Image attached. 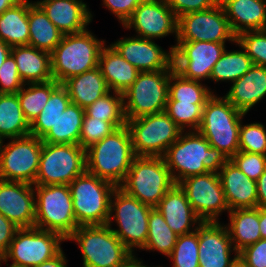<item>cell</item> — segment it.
I'll use <instances>...</instances> for the list:
<instances>
[{
    "label": "cell",
    "instance_id": "obj_1",
    "mask_svg": "<svg viewBox=\"0 0 266 267\" xmlns=\"http://www.w3.org/2000/svg\"><path fill=\"white\" fill-rule=\"evenodd\" d=\"M191 131L184 135L182 132L163 156L176 184L190 176L208 172L219 173L229 160L221 150L211 147L200 132Z\"/></svg>",
    "mask_w": 266,
    "mask_h": 267
},
{
    "label": "cell",
    "instance_id": "obj_2",
    "mask_svg": "<svg viewBox=\"0 0 266 267\" xmlns=\"http://www.w3.org/2000/svg\"><path fill=\"white\" fill-rule=\"evenodd\" d=\"M127 125L86 149V171L119 187L135 158Z\"/></svg>",
    "mask_w": 266,
    "mask_h": 267
},
{
    "label": "cell",
    "instance_id": "obj_3",
    "mask_svg": "<svg viewBox=\"0 0 266 267\" xmlns=\"http://www.w3.org/2000/svg\"><path fill=\"white\" fill-rule=\"evenodd\" d=\"M100 41L87 29L63 35L59 45L51 52L53 79L63 84L67 79L98 67L101 49Z\"/></svg>",
    "mask_w": 266,
    "mask_h": 267
},
{
    "label": "cell",
    "instance_id": "obj_4",
    "mask_svg": "<svg viewBox=\"0 0 266 267\" xmlns=\"http://www.w3.org/2000/svg\"><path fill=\"white\" fill-rule=\"evenodd\" d=\"M78 226L106 225L110 202L117 186L85 171L69 185Z\"/></svg>",
    "mask_w": 266,
    "mask_h": 267
},
{
    "label": "cell",
    "instance_id": "obj_5",
    "mask_svg": "<svg viewBox=\"0 0 266 267\" xmlns=\"http://www.w3.org/2000/svg\"><path fill=\"white\" fill-rule=\"evenodd\" d=\"M244 115L225 97L219 98L213 94L203 107L197 131L211 147L221 150L230 159L239 151V128Z\"/></svg>",
    "mask_w": 266,
    "mask_h": 267
},
{
    "label": "cell",
    "instance_id": "obj_6",
    "mask_svg": "<svg viewBox=\"0 0 266 267\" xmlns=\"http://www.w3.org/2000/svg\"><path fill=\"white\" fill-rule=\"evenodd\" d=\"M175 184L164 157L136 156L119 187L140 202L155 208Z\"/></svg>",
    "mask_w": 266,
    "mask_h": 267
},
{
    "label": "cell",
    "instance_id": "obj_7",
    "mask_svg": "<svg viewBox=\"0 0 266 267\" xmlns=\"http://www.w3.org/2000/svg\"><path fill=\"white\" fill-rule=\"evenodd\" d=\"M34 227L60 234L65 240L77 225L68 185H35Z\"/></svg>",
    "mask_w": 266,
    "mask_h": 267
},
{
    "label": "cell",
    "instance_id": "obj_8",
    "mask_svg": "<svg viewBox=\"0 0 266 267\" xmlns=\"http://www.w3.org/2000/svg\"><path fill=\"white\" fill-rule=\"evenodd\" d=\"M66 240L78 242L83 267H116L133 255L107 224L79 226Z\"/></svg>",
    "mask_w": 266,
    "mask_h": 267
},
{
    "label": "cell",
    "instance_id": "obj_9",
    "mask_svg": "<svg viewBox=\"0 0 266 267\" xmlns=\"http://www.w3.org/2000/svg\"><path fill=\"white\" fill-rule=\"evenodd\" d=\"M171 71L139 72L134 83L122 93L126 120L165 111Z\"/></svg>",
    "mask_w": 266,
    "mask_h": 267
},
{
    "label": "cell",
    "instance_id": "obj_10",
    "mask_svg": "<svg viewBox=\"0 0 266 267\" xmlns=\"http://www.w3.org/2000/svg\"><path fill=\"white\" fill-rule=\"evenodd\" d=\"M135 156L163 157L181 130L165 111L126 120Z\"/></svg>",
    "mask_w": 266,
    "mask_h": 267
},
{
    "label": "cell",
    "instance_id": "obj_11",
    "mask_svg": "<svg viewBox=\"0 0 266 267\" xmlns=\"http://www.w3.org/2000/svg\"><path fill=\"white\" fill-rule=\"evenodd\" d=\"M86 171V150L79 144L44 143L34 185H69Z\"/></svg>",
    "mask_w": 266,
    "mask_h": 267
},
{
    "label": "cell",
    "instance_id": "obj_12",
    "mask_svg": "<svg viewBox=\"0 0 266 267\" xmlns=\"http://www.w3.org/2000/svg\"><path fill=\"white\" fill-rule=\"evenodd\" d=\"M114 196V197H113ZM114 198V200H112ZM153 208L116 187L110 202V217L107 225L111 227L113 210L119 229H112L121 242L133 253L135 247L145 246L148 236V216Z\"/></svg>",
    "mask_w": 266,
    "mask_h": 267
},
{
    "label": "cell",
    "instance_id": "obj_13",
    "mask_svg": "<svg viewBox=\"0 0 266 267\" xmlns=\"http://www.w3.org/2000/svg\"><path fill=\"white\" fill-rule=\"evenodd\" d=\"M42 139L33 135L0 141V179L35 184L42 152Z\"/></svg>",
    "mask_w": 266,
    "mask_h": 267
},
{
    "label": "cell",
    "instance_id": "obj_14",
    "mask_svg": "<svg viewBox=\"0 0 266 267\" xmlns=\"http://www.w3.org/2000/svg\"><path fill=\"white\" fill-rule=\"evenodd\" d=\"M65 239L58 233L32 228H19L11 241L8 251L0 256L1 262L12 259L13 263L34 267L55 257L62 249Z\"/></svg>",
    "mask_w": 266,
    "mask_h": 267
},
{
    "label": "cell",
    "instance_id": "obj_15",
    "mask_svg": "<svg viewBox=\"0 0 266 267\" xmlns=\"http://www.w3.org/2000/svg\"><path fill=\"white\" fill-rule=\"evenodd\" d=\"M177 42H236L224 9L219 3L215 7L190 12L178 17Z\"/></svg>",
    "mask_w": 266,
    "mask_h": 267
},
{
    "label": "cell",
    "instance_id": "obj_16",
    "mask_svg": "<svg viewBox=\"0 0 266 267\" xmlns=\"http://www.w3.org/2000/svg\"><path fill=\"white\" fill-rule=\"evenodd\" d=\"M178 185L202 222H218L217 217L221 212L230 211L218 173L190 176Z\"/></svg>",
    "mask_w": 266,
    "mask_h": 267
},
{
    "label": "cell",
    "instance_id": "obj_17",
    "mask_svg": "<svg viewBox=\"0 0 266 267\" xmlns=\"http://www.w3.org/2000/svg\"><path fill=\"white\" fill-rule=\"evenodd\" d=\"M171 49L174 70L184 78L202 81L210 79L214 64L225 51V43L177 42Z\"/></svg>",
    "mask_w": 266,
    "mask_h": 267
},
{
    "label": "cell",
    "instance_id": "obj_18",
    "mask_svg": "<svg viewBox=\"0 0 266 267\" xmlns=\"http://www.w3.org/2000/svg\"><path fill=\"white\" fill-rule=\"evenodd\" d=\"M178 18L165 0H147L141 3L123 24L134 27L138 36L153 40L175 33L177 38Z\"/></svg>",
    "mask_w": 266,
    "mask_h": 267
},
{
    "label": "cell",
    "instance_id": "obj_19",
    "mask_svg": "<svg viewBox=\"0 0 266 267\" xmlns=\"http://www.w3.org/2000/svg\"><path fill=\"white\" fill-rule=\"evenodd\" d=\"M139 72L173 69V50H162L153 40L141 37L122 38L111 45Z\"/></svg>",
    "mask_w": 266,
    "mask_h": 267
},
{
    "label": "cell",
    "instance_id": "obj_20",
    "mask_svg": "<svg viewBox=\"0 0 266 267\" xmlns=\"http://www.w3.org/2000/svg\"><path fill=\"white\" fill-rule=\"evenodd\" d=\"M33 184L0 179V213L19 228L35 224V191Z\"/></svg>",
    "mask_w": 266,
    "mask_h": 267
},
{
    "label": "cell",
    "instance_id": "obj_21",
    "mask_svg": "<svg viewBox=\"0 0 266 267\" xmlns=\"http://www.w3.org/2000/svg\"><path fill=\"white\" fill-rule=\"evenodd\" d=\"M232 242L227 227L219 222L198 224L199 267H229Z\"/></svg>",
    "mask_w": 266,
    "mask_h": 267
},
{
    "label": "cell",
    "instance_id": "obj_22",
    "mask_svg": "<svg viewBox=\"0 0 266 267\" xmlns=\"http://www.w3.org/2000/svg\"><path fill=\"white\" fill-rule=\"evenodd\" d=\"M36 3L63 35L82 32L91 22L92 14L82 0H41Z\"/></svg>",
    "mask_w": 266,
    "mask_h": 267
},
{
    "label": "cell",
    "instance_id": "obj_23",
    "mask_svg": "<svg viewBox=\"0 0 266 267\" xmlns=\"http://www.w3.org/2000/svg\"><path fill=\"white\" fill-rule=\"evenodd\" d=\"M229 210L256 208V181L246 176L230 159L219 171Z\"/></svg>",
    "mask_w": 266,
    "mask_h": 267
},
{
    "label": "cell",
    "instance_id": "obj_24",
    "mask_svg": "<svg viewBox=\"0 0 266 267\" xmlns=\"http://www.w3.org/2000/svg\"><path fill=\"white\" fill-rule=\"evenodd\" d=\"M235 36L246 31L266 30L265 0H220Z\"/></svg>",
    "mask_w": 266,
    "mask_h": 267
},
{
    "label": "cell",
    "instance_id": "obj_25",
    "mask_svg": "<svg viewBox=\"0 0 266 267\" xmlns=\"http://www.w3.org/2000/svg\"><path fill=\"white\" fill-rule=\"evenodd\" d=\"M165 219L168 226L178 236L193 232L191 230L195 223L202 221L197 217L190 205L185 192L178 184H175L159 201L155 207ZM193 222V223H192Z\"/></svg>",
    "mask_w": 266,
    "mask_h": 267
},
{
    "label": "cell",
    "instance_id": "obj_26",
    "mask_svg": "<svg viewBox=\"0 0 266 267\" xmlns=\"http://www.w3.org/2000/svg\"><path fill=\"white\" fill-rule=\"evenodd\" d=\"M266 96V67L253 65L235 80L224 97L240 112H247Z\"/></svg>",
    "mask_w": 266,
    "mask_h": 267
},
{
    "label": "cell",
    "instance_id": "obj_27",
    "mask_svg": "<svg viewBox=\"0 0 266 267\" xmlns=\"http://www.w3.org/2000/svg\"><path fill=\"white\" fill-rule=\"evenodd\" d=\"M11 54L16 61L19 76L24 84L53 80L51 53L24 45L12 47Z\"/></svg>",
    "mask_w": 266,
    "mask_h": 267
},
{
    "label": "cell",
    "instance_id": "obj_28",
    "mask_svg": "<svg viewBox=\"0 0 266 267\" xmlns=\"http://www.w3.org/2000/svg\"><path fill=\"white\" fill-rule=\"evenodd\" d=\"M98 67L111 91L124 93L136 80L139 71L111 45L101 49Z\"/></svg>",
    "mask_w": 266,
    "mask_h": 267
},
{
    "label": "cell",
    "instance_id": "obj_29",
    "mask_svg": "<svg viewBox=\"0 0 266 267\" xmlns=\"http://www.w3.org/2000/svg\"><path fill=\"white\" fill-rule=\"evenodd\" d=\"M68 91L71 103L85 109L110 91L99 67L73 76L62 84Z\"/></svg>",
    "mask_w": 266,
    "mask_h": 267
},
{
    "label": "cell",
    "instance_id": "obj_30",
    "mask_svg": "<svg viewBox=\"0 0 266 267\" xmlns=\"http://www.w3.org/2000/svg\"><path fill=\"white\" fill-rule=\"evenodd\" d=\"M229 216L230 223L226 227L233 245L232 250L236 254L262 239L259 230L258 207L230 210Z\"/></svg>",
    "mask_w": 266,
    "mask_h": 267
},
{
    "label": "cell",
    "instance_id": "obj_31",
    "mask_svg": "<svg viewBox=\"0 0 266 267\" xmlns=\"http://www.w3.org/2000/svg\"><path fill=\"white\" fill-rule=\"evenodd\" d=\"M31 4L32 2L23 0L0 14V40L11 48L29 45L28 13Z\"/></svg>",
    "mask_w": 266,
    "mask_h": 267
},
{
    "label": "cell",
    "instance_id": "obj_32",
    "mask_svg": "<svg viewBox=\"0 0 266 267\" xmlns=\"http://www.w3.org/2000/svg\"><path fill=\"white\" fill-rule=\"evenodd\" d=\"M28 23L30 28L29 46L51 53L61 42L63 34L36 2L29 7Z\"/></svg>",
    "mask_w": 266,
    "mask_h": 267
},
{
    "label": "cell",
    "instance_id": "obj_33",
    "mask_svg": "<svg viewBox=\"0 0 266 267\" xmlns=\"http://www.w3.org/2000/svg\"><path fill=\"white\" fill-rule=\"evenodd\" d=\"M30 135L17 93H0V141Z\"/></svg>",
    "mask_w": 266,
    "mask_h": 267
},
{
    "label": "cell",
    "instance_id": "obj_34",
    "mask_svg": "<svg viewBox=\"0 0 266 267\" xmlns=\"http://www.w3.org/2000/svg\"><path fill=\"white\" fill-rule=\"evenodd\" d=\"M85 109L70 103L58 117L54 126L42 138V142L51 144H79Z\"/></svg>",
    "mask_w": 266,
    "mask_h": 267
},
{
    "label": "cell",
    "instance_id": "obj_35",
    "mask_svg": "<svg viewBox=\"0 0 266 267\" xmlns=\"http://www.w3.org/2000/svg\"><path fill=\"white\" fill-rule=\"evenodd\" d=\"M71 103L67 89L60 84L50 95L40 114L30 124V135L43 138Z\"/></svg>",
    "mask_w": 266,
    "mask_h": 267
},
{
    "label": "cell",
    "instance_id": "obj_36",
    "mask_svg": "<svg viewBox=\"0 0 266 267\" xmlns=\"http://www.w3.org/2000/svg\"><path fill=\"white\" fill-rule=\"evenodd\" d=\"M25 85L29 88L25 89ZM18 92L21 109L25 119L31 124L48 102L51 93L60 85L54 79L43 83L25 84Z\"/></svg>",
    "mask_w": 266,
    "mask_h": 267
},
{
    "label": "cell",
    "instance_id": "obj_37",
    "mask_svg": "<svg viewBox=\"0 0 266 267\" xmlns=\"http://www.w3.org/2000/svg\"><path fill=\"white\" fill-rule=\"evenodd\" d=\"M178 235L168 226L163 215L153 208L148 216V236L142 250H158L169 256L174 249Z\"/></svg>",
    "mask_w": 266,
    "mask_h": 267
},
{
    "label": "cell",
    "instance_id": "obj_38",
    "mask_svg": "<svg viewBox=\"0 0 266 267\" xmlns=\"http://www.w3.org/2000/svg\"><path fill=\"white\" fill-rule=\"evenodd\" d=\"M200 82L201 81L184 78L173 68L169 79L167 101L205 104L213 95V92L208 90V88L203 86Z\"/></svg>",
    "mask_w": 266,
    "mask_h": 267
},
{
    "label": "cell",
    "instance_id": "obj_39",
    "mask_svg": "<svg viewBox=\"0 0 266 267\" xmlns=\"http://www.w3.org/2000/svg\"><path fill=\"white\" fill-rule=\"evenodd\" d=\"M253 62L243 49L228 52L226 49L220 59L214 64L210 79L215 82L238 80L253 66Z\"/></svg>",
    "mask_w": 266,
    "mask_h": 267
},
{
    "label": "cell",
    "instance_id": "obj_40",
    "mask_svg": "<svg viewBox=\"0 0 266 267\" xmlns=\"http://www.w3.org/2000/svg\"><path fill=\"white\" fill-rule=\"evenodd\" d=\"M110 92L97 99L85 108V113L92 118L111 122L116 128L126 125L123 108V95L119 92Z\"/></svg>",
    "mask_w": 266,
    "mask_h": 267
},
{
    "label": "cell",
    "instance_id": "obj_41",
    "mask_svg": "<svg viewBox=\"0 0 266 267\" xmlns=\"http://www.w3.org/2000/svg\"><path fill=\"white\" fill-rule=\"evenodd\" d=\"M198 226L188 234L178 236L173 251L168 256L173 267H199Z\"/></svg>",
    "mask_w": 266,
    "mask_h": 267
},
{
    "label": "cell",
    "instance_id": "obj_42",
    "mask_svg": "<svg viewBox=\"0 0 266 267\" xmlns=\"http://www.w3.org/2000/svg\"><path fill=\"white\" fill-rule=\"evenodd\" d=\"M204 106L205 104L167 101L165 112L181 130L184 131L187 126L197 131L202 120Z\"/></svg>",
    "mask_w": 266,
    "mask_h": 267
},
{
    "label": "cell",
    "instance_id": "obj_43",
    "mask_svg": "<svg viewBox=\"0 0 266 267\" xmlns=\"http://www.w3.org/2000/svg\"><path fill=\"white\" fill-rule=\"evenodd\" d=\"M246 51L254 65L266 67V30L246 31L236 36V42Z\"/></svg>",
    "mask_w": 266,
    "mask_h": 267
},
{
    "label": "cell",
    "instance_id": "obj_44",
    "mask_svg": "<svg viewBox=\"0 0 266 267\" xmlns=\"http://www.w3.org/2000/svg\"><path fill=\"white\" fill-rule=\"evenodd\" d=\"M239 151L266 155V129L263 124L240 125Z\"/></svg>",
    "mask_w": 266,
    "mask_h": 267
},
{
    "label": "cell",
    "instance_id": "obj_45",
    "mask_svg": "<svg viewBox=\"0 0 266 267\" xmlns=\"http://www.w3.org/2000/svg\"><path fill=\"white\" fill-rule=\"evenodd\" d=\"M115 129L116 127L111 122L89 117L85 113L79 137V145L86 150L93 144L101 141L105 136H108Z\"/></svg>",
    "mask_w": 266,
    "mask_h": 267
},
{
    "label": "cell",
    "instance_id": "obj_46",
    "mask_svg": "<svg viewBox=\"0 0 266 267\" xmlns=\"http://www.w3.org/2000/svg\"><path fill=\"white\" fill-rule=\"evenodd\" d=\"M230 160L250 179L257 181L266 169V155L238 151Z\"/></svg>",
    "mask_w": 266,
    "mask_h": 267
},
{
    "label": "cell",
    "instance_id": "obj_47",
    "mask_svg": "<svg viewBox=\"0 0 266 267\" xmlns=\"http://www.w3.org/2000/svg\"><path fill=\"white\" fill-rule=\"evenodd\" d=\"M0 84V93H17L25 85L11 53L0 67Z\"/></svg>",
    "mask_w": 266,
    "mask_h": 267
},
{
    "label": "cell",
    "instance_id": "obj_48",
    "mask_svg": "<svg viewBox=\"0 0 266 267\" xmlns=\"http://www.w3.org/2000/svg\"><path fill=\"white\" fill-rule=\"evenodd\" d=\"M220 0H165L166 4L178 17L197 11L211 9L219 4Z\"/></svg>",
    "mask_w": 266,
    "mask_h": 267
},
{
    "label": "cell",
    "instance_id": "obj_49",
    "mask_svg": "<svg viewBox=\"0 0 266 267\" xmlns=\"http://www.w3.org/2000/svg\"><path fill=\"white\" fill-rule=\"evenodd\" d=\"M238 255L247 267H266V239L247 246Z\"/></svg>",
    "mask_w": 266,
    "mask_h": 267
},
{
    "label": "cell",
    "instance_id": "obj_50",
    "mask_svg": "<svg viewBox=\"0 0 266 267\" xmlns=\"http://www.w3.org/2000/svg\"><path fill=\"white\" fill-rule=\"evenodd\" d=\"M147 0H103V4L122 22L132 15L134 10Z\"/></svg>",
    "mask_w": 266,
    "mask_h": 267
},
{
    "label": "cell",
    "instance_id": "obj_51",
    "mask_svg": "<svg viewBox=\"0 0 266 267\" xmlns=\"http://www.w3.org/2000/svg\"><path fill=\"white\" fill-rule=\"evenodd\" d=\"M18 229V226L0 213V256H3L8 251Z\"/></svg>",
    "mask_w": 266,
    "mask_h": 267
},
{
    "label": "cell",
    "instance_id": "obj_52",
    "mask_svg": "<svg viewBox=\"0 0 266 267\" xmlns=\"http://www.w3.org/2000/svg\"><path fill=\"white\" fill-rule=\"evenodd\" d=\"M257 185V207L266 208V169L256 181Z\"/></svg>",
    "mask_w": 266,
    "mask_h": 267
},
{
    "label": "cell",
    "instance_id": "obj_53",
    "mask_svg": "<svg viewBox=\"0 0 266 267\" xmlns=\"http://www.w3.org/2000/svg\"><path fill=\"white\" fill-rule=\"evenodd\" d=\"M65 255L63 253V250H61L55 257L46 260L45 262H42L40 265L34 266V267H67Z\"/></svg>",
    "mask_w": 266,
    "mask_h": 267
},
{
    "label": "cell",
    "instance_id": "obj_54",
    "mask_svg": "<svg viewBox=\"0 0 266 267\" xmlns=\"http://www.w3.org/2000/svg\"><path fill=\"white\" fill-rule=\"evenodd\" d=\"M259 230L262 239H266V208H259Z\"/></svg>",
    "mask_w": 266,
    "mask_h": 267
},
{
    "label": "cell",
    "instance_id": "obj_55",
    "mask_svg": "<svg viewBox=\"0 0 266 267\" xmlns=\"http://www.w3.org/2000/svg\"><path fill=\"white\" fill-rule=\"evenodd\" d=\"M11 53V47L4 41L0 40V67Z\"/></svg>",
    "mask_w": 266,
    "mask_h": 267
},
{
    "label": "cell",
    "instance_id": "obj_56",
    "mask_svg": "<svg viewBox=\"0 0 266 267\" xmlns=\"http://www.w3.org/2000/svg\"><path fill=\"white\" fill-rule=\"evenodd\" d=\"M116 267H149L142 264V261H139L135 255H132L129 259H127L124 263Z\"/></svg>",
    "mask_w": 266,
    "mask_h": 267
},
{
    "label": "cell",
    "instance_id": "obj_57",
    "mask_svg": "<svg viewBox=\"0 0 266 267\" xmlns=\"http://www.w3.org/2000/svg\"><path fill=\"white\" fill-rule=\"evenodd\" d=\"M23 0H0V14L5 10L21 3Z\"/></svg>",
    "mask_w": 266,
    "mask_h": 267
},
{
    "label": "cell",
    "instance_id": "obj_58",
    "mask_svg": "<svg viewBox=\"0 0 266 267\" xmlns=\"http://www.w3.org/2000/svg\"><path fill=\"white\" fill-rule=\"evenodd\" d=\"M229 267H247L245 262L239 257V255L234 259Z\"/></svg>",
    "mask_w": 266,
    "mask_h": 267
},
{
    "label": "cell",
    "instance_id": "obj_59",
    "mask_svg": "<svg viewBox=\"0 0 266 267\" xmlns=\"http://www.w3.org/2000/svg\"><path fill=\"white\" fill-rule=\"evenodd\" d=\"M9 267H27V266H23V265H19V264H15V263H13V264L10 265Z\"/></svg>",
    "mask_w": 266,
    "mask_h": 267
}]
</instances>
